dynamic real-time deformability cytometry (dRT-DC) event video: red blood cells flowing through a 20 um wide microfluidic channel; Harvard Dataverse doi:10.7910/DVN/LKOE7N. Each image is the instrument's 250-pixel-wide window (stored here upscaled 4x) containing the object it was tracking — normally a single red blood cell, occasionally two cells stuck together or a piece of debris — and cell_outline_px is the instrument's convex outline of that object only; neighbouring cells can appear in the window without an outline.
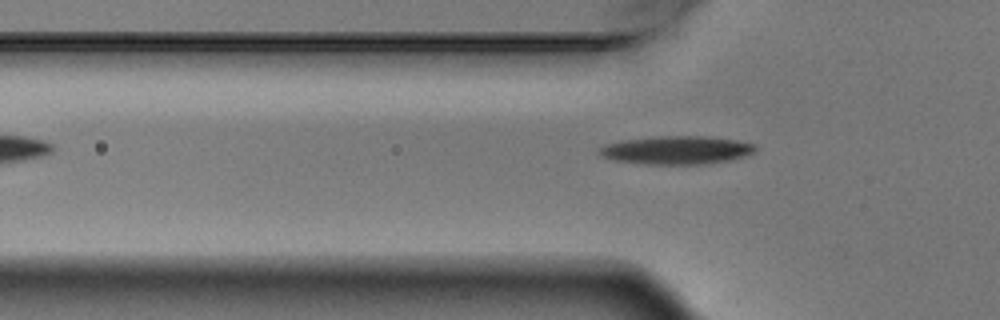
{"species": "Egyptian fruit bat (a non-hibernating species)", "species_latin": "Rousettus aegyptiacus", "temperature_condition": "warm", "stored_images_in_passage": 6, "camera_frame_rate_fps": 3000, "um_per_image_px": 0.085, "animal": {"sex": "male"}, "frame": {"image": 1, "passage_image": 6, "time_ms": 1.667, "image_size_px": [1000, 320], "cell_outline_px": [[756, 152], [748, 156], [732, 160], [704, 164], [648, 164], [616, 160], [604, 156], [596, 152], [600, 148], [608, 144], [620, 140], [660, 136], [700, 136], [736, 140], [756, 144]], "centroid_in_image_um": [57.58, 12.76], "position_along_channel_um": 68.2, "area_um2": 25.66}}